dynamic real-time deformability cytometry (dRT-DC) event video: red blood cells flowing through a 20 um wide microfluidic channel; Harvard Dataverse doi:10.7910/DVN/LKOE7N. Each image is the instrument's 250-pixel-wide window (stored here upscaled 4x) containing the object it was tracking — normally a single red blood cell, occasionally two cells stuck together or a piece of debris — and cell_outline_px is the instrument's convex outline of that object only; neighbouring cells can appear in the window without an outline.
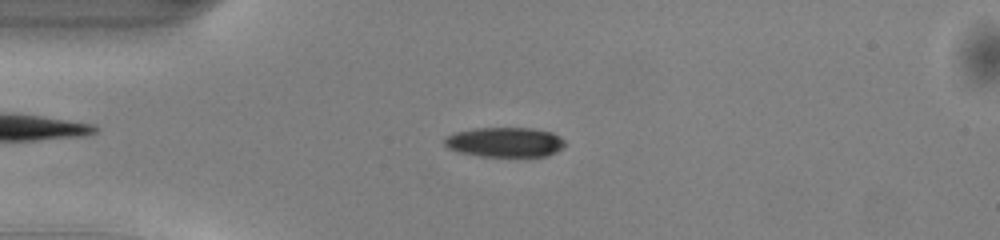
{"species": "common noctule bat (a hibernating species)", "species_latin": "Nyctalus noctula", "temperature_condition": "warm", "stored_images_in_passage": 46, "camera_frame_rate_fps": 3000, "um_per_image_px": 0.085, "animal": {"sex": "male", "body_mass_g": 13.0, "forearm_length_mm": 53.1}, "frame": {"image": 1, "passage_image": 12, "time_ms": 3.667, "image_size_px": [1000, 240], "cell_outline_px": [[564, 148], [548, 156], [528, 160], [480, 156], [456, 152], [448, 148], [444, 144], [444, 140], [448, 136], [456, 132], [472, 128], [532, 128], [552, 132], [560, 136], [564, 140]], "centroid_in_image_um": [42.98, 12.14], "position_along_channel_um": 42.0, "area_um2": 22.02}}
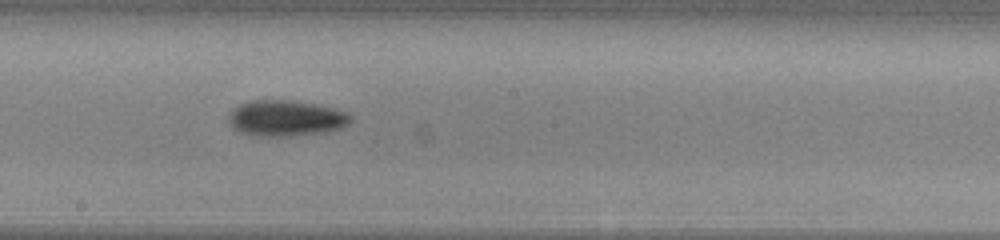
{"frame": {"image": 2, "passage_image": 27, "time_ms": 8.667, "image_size_px": [1000, 240], "cell_outline_px": [[352, 120], [344, 128], [324, 132], [292, 136], [252, 136], [240, 132], [232, 128], [228, 120], [228, 116], [232, 108], [240, 104], [252, 100], [292, 100], [332, 108], [348, 112], [352, 116]], "centroid_in_image_um": [24.28, 10.06], "position_along_channel_um": 223.9, "area_um2": 25.78}}
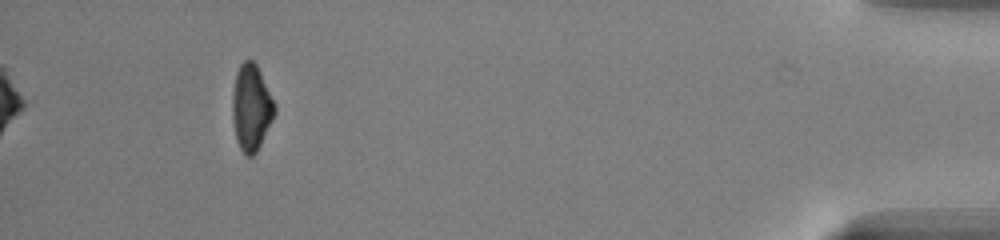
{"frame": {"image": 3, "passage_image": 46, "time_ms": 15.0, "image_size_px": [1000, 240], "cell_outline_px": [[276, 112], [256, 152], [252, 156], [244, 156], [236, 140], [232, 120], [232, 92], [236, 72], [240, 64], [244, 60], [252, 60], [256, 64], [276, 104]], "centroid_in_image_um": [21.34, 9.14], "position_along_channel_um": 413.9, "area_um2": 21.33}, "authors_computed_cell_mechanics": {"area_um2": 22.6576, "velocity_mm_per_s": 4.097, "shape_relaxation_time_tau1_ms": 2.5538, "shape_relaxation_time_tau2_ms": null, "deformation_change_tau1": 0.1265, "deformation_change_tau2": null}}